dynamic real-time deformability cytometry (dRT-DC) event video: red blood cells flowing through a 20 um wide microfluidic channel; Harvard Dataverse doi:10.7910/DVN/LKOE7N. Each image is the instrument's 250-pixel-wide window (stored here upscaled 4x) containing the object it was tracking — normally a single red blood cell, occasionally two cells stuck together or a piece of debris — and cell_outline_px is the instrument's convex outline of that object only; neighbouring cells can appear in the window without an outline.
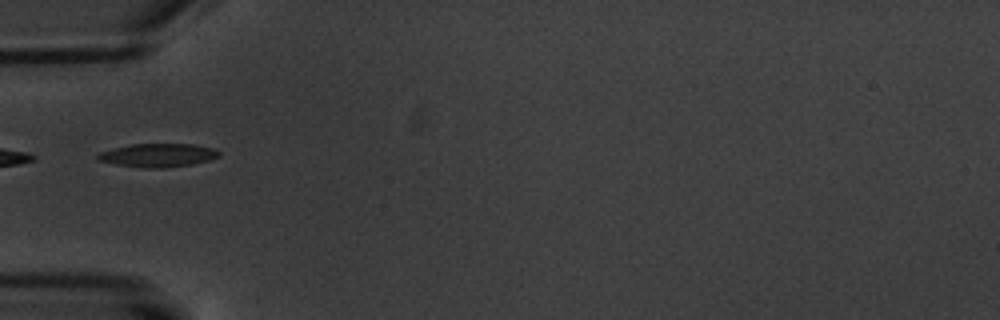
{"species": "common noctule bat (a hibernating species)", "species_latin": "Nyctalus noctula", "temperature_condition": "warm", "stored_images_in_passage": 2, "camera_frame_rate_fps": 3000, "um_per_image_px": 0.085, "animal": {"sex": "male", "body_mass_g": 20.1, "forearm_length_mm": 53.5}, "frame": {"image": 1, "passage_image": 2, "time_ms": 1.0, "image_size_px": [1000, 320], "cell_outline_px": [[220, 156], [208, 160], [192, 164], [164, 168], [144, 168], [116, 164], [96, 160], [96, 156], [100, 152], [132, 144], [196, 144], [216, 148], [220, 152]], "centroid_in_image_um": [13.46, 13.19], "position_along_channel_um": 71.5, "area_um2": 16.59}}